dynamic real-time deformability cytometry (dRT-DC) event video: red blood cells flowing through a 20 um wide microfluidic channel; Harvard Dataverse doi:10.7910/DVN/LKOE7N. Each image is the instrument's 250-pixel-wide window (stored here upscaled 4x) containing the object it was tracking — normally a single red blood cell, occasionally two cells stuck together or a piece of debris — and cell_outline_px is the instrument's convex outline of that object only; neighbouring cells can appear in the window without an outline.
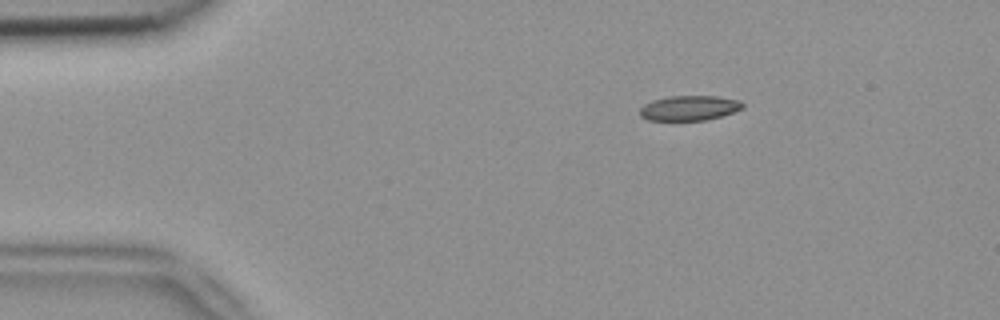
{"species": "common noctule bat (a hibernating species)", "species_latin": "Nyctalus noctula", "temperature_condition": "room temperature", "stored_images_in_passage": 3, "camera_frame_rate_fps": 3000, "um_per_image_px": 0.085, "animal": {"sex": "female", "body_mass_g": 18.4}, "frame": {"image": 1, "passage_image": 1, "time_ms": 0.0, "image_size_px": [1000, 320], "cell_outline_px": [[744, 108], [708, 120], [648, 120], [640, 116], [640, 108], [644, 104], [652, 100], [668, 96], [716, 96], [740, 100], [744, 104]], "centroid_in_image_um": [58.59, 9.17], "position_along_channel_um": 26.4, "area_um2": 14.97}}
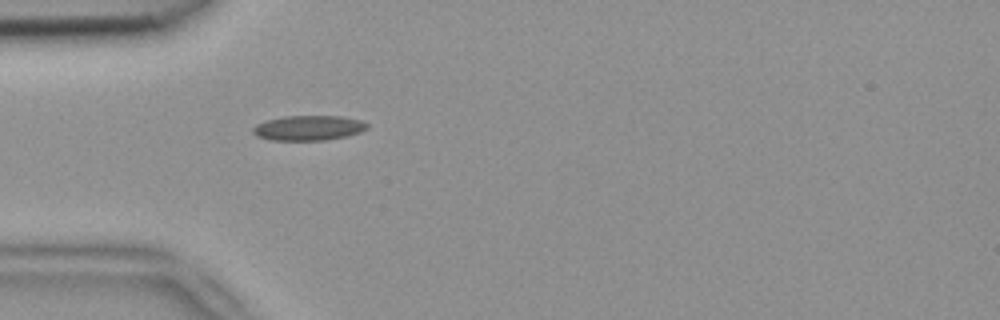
{"frame": {"image": 2, "passage_image": 3, "time_ms": 0.667, "image_size_px": [1000, 320], "cell_outline_px": [[368, 128], [360, 132], [344, 136], [324, 140], [272, 140], [256, 136], [252, 132], [252, 128], [256, 124], [268, 120], [284, 116], [340, 116], [360, 120], [368, 124]], "centroid_in_image_um": [26.2, 10.87], "position_along_channel_um": 58.8, "area_um2": 16.47}}